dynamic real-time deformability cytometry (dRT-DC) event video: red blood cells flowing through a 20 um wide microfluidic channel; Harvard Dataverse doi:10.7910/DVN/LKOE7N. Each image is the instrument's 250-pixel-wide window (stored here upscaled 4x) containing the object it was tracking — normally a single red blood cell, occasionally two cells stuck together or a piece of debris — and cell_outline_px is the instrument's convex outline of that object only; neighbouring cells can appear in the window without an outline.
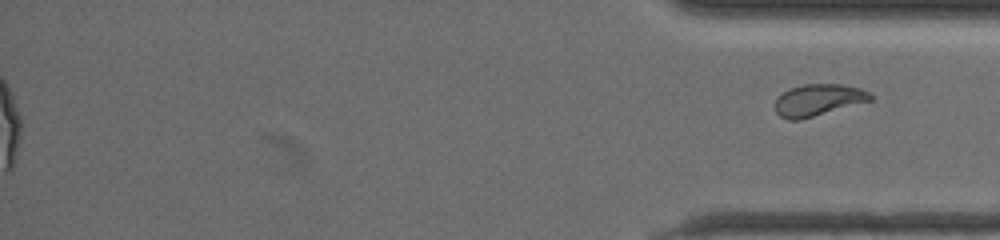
{"species": "common noctule bat (a hibernating species)", "species_latin": "Nyctalus noctula", "temperature_condition": "warm", "stored_images_in_passage": 65, "segment_of_instrument_passage": [2, 2], "camera_frame_rate_fps": 3000, "um_per_image_px": 0.085, "animal": {"sex": "female", "body_mass_g": 19.5, "forearm_length_mm": 54.1}, "frame": {"image": 1, "passage_image": 65, "time_ms": 21.333, "image_size_px": [1000, 240], "cell_outline_px": [[872, 100], [800, 120], [788, 120], [780, 116], [776, 112], [776, 96], [788, 88], [804, 84], [844, 84], [860, 88], [872, 92]], "centroid_in_image_um": [69.54, 8.49], "position_along_channel_um": 365.7, "area_um2": 17.8}}